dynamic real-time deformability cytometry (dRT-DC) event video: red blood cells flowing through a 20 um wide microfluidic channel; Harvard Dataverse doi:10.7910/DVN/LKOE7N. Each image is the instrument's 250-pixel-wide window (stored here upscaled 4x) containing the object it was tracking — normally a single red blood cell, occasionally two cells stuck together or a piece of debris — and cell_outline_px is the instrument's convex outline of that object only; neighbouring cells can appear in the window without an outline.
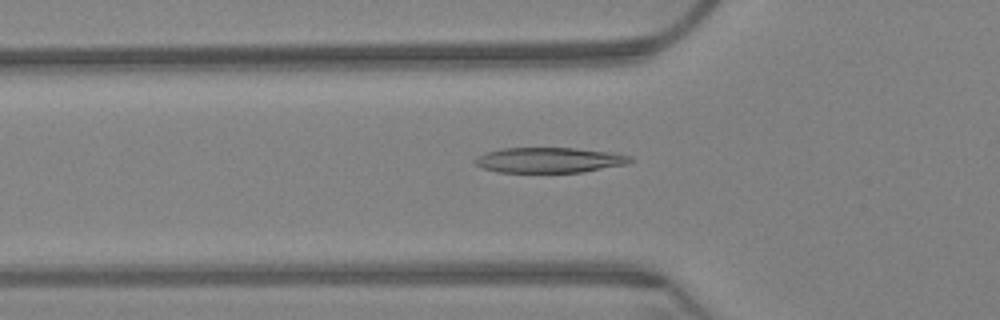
{"species": "Egyptian fruit bat (a non-hibernating species)", "species_latin": "Rousettus aegyptiacus", "temperature_condition": "warm", "stored_images_in_passage": 44, "camera_frame_rate_fps": 3000, "um_per_image_px": 0.085, "animal": {"sex": "female"}, "frame": {"image": 1, "passage_image": 2, "time_ms": 0.333, "image_size_px": [1000, 320], "cell_outline_px": [[632, 160], [628, 164], [584, 172], [496, 172], [480, 168], [472, 160], [476, 156], [484, 152], [504, 148], [576, 148], [612, 152], [632, 156]], "centroid_in_image_um": [46.66, 13.61], "position_along_channel_um": 79.1, "area_um2": 23.18}}
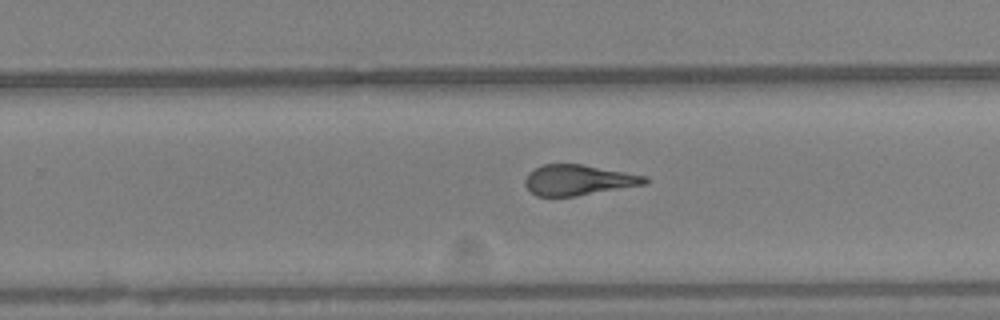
{"frame": {"image": 2, "passage_image": 21, "time_ms": 6.667, "image_size_px": [1000, 320], "cell_outline_px": [[648, 184], [576, 196], [536, 196], [524, 184], [524, 180], [528, 172], [544, 164], [580, 164], [648, 176]], "centroid_in_image_um": [49.17, 15.3], "position_along_channel_um": 280.6, "area_um2": 21.27}}
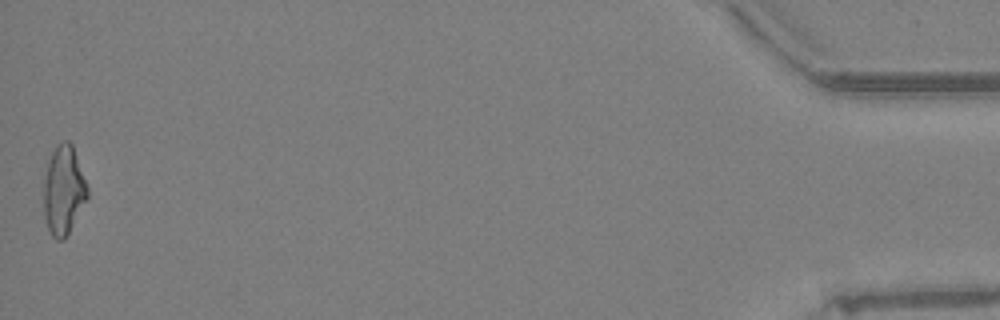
{"frame": {"image": 3, "passage_image": 44, "time_ms": 14.333, "image_size_px": [1000, 320], "cell_outline_px": [[88, 196], [64, 240], [56, 240], [52, 236], [48, 228], [44, 216], [44, 180], [48, 160], [56, 144], [64, 140], [68, 140], [72, 144], [88, 188]], "centroid_in_image_um": [5.39, 16.15], "position_along_channel_um": 429.8, "area_um2": 22.43}, "authors_computed_cell_mechanics": {"area_um2": 22.1374, "velocity_mm_per_s": 3.1903, "shape_relaxation_time_tau1_ms": 9.4921, "shape_relaxation_time_tau2_ms": 2.0901, "deformation_change_tau1": 0.2599, "deformation_change_tau2": 0.1256}}